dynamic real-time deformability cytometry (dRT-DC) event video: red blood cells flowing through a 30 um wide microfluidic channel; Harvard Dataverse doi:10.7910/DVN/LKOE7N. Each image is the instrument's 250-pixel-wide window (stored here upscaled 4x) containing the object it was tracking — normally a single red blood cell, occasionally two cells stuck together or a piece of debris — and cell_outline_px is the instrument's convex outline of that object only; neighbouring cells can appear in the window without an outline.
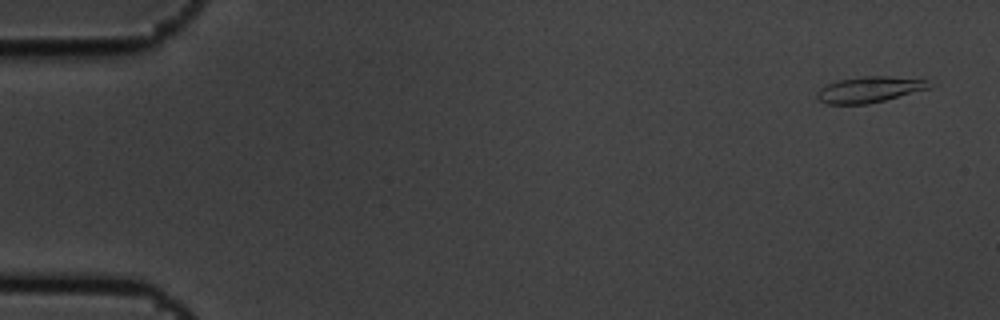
{"species": "common noctule bat (a hibernating species)", "species_latin": "Nyctalus noctula", "temperature_condition": "cold", "stored_images_in_passage": 5, "camera_frame_rate_fps": 3000, "um_per_image_px": 0.085, "animal": {"sex": "male", "body_mass_g": 19.5, "forearm_length_mm": 54.6}, "frame": {"image": 1, "passage_image": 1, "time_ms": 0.0, "image_size_px": [1000, 320], "cell_outline_px": [[932, 88], [868, 104], [828, 104], [816, 100], [816, 92], [820, 88], [836, 80], [864, 76], [892, 76], [928, 80]], "centroid_in_image_um": [73.88, 7.61], "position_along_channel_um": 11.1, "area_um2": 17.11}}
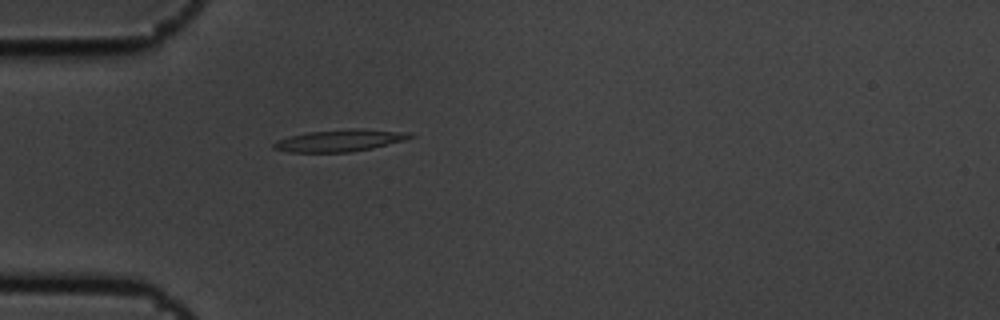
{"frame": {"image": 2, "passage_image": 5, "time_ms": 1.333, "image_size_px": [1000, 320], "cell_outline_px": [[416, 136], [404, 140], [372, 148], [352, 152], [288, 152], [272, 148], [272, 144], [276, 140], [288, 136], [308, 132], [352, 128], [364, 128], [408, 132]], "centroid_in_image_um": [28.87, 11.93], "position_along_channel_um": 56.1, "area_um2": 17.63}}